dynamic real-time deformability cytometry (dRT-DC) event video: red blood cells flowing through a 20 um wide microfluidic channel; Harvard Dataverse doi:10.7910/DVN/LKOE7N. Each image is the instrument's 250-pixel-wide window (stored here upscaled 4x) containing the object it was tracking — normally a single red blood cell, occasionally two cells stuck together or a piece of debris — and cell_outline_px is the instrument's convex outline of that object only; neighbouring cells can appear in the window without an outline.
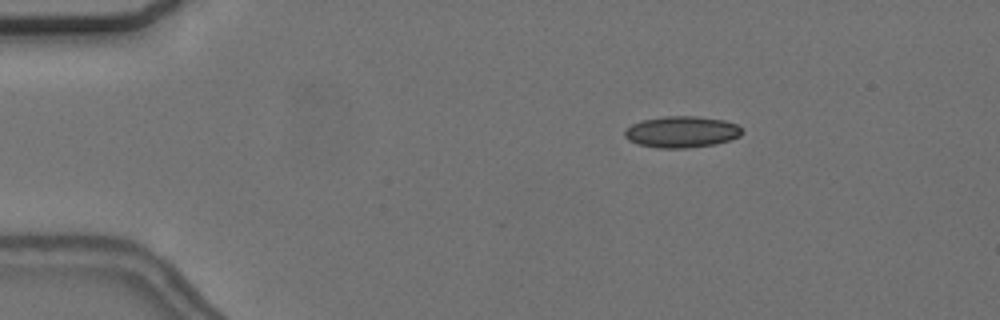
{"species": "common noctule bat (a hibernating species)", "species_latin": "Nyctalus noctula", "temperature_condition": "cold", "stored_images_in_passage": 55, "camera_frame_rate_fps": 3000, "um_per_image_px": 0.085, "animal": {"sex": "female", "body_mass_g": 24.6, "forearm_length_mm": 56.2}, "frame": {"image": 1, "passage_image": 9, "time_ms": 2.667, "image_size_px": [1000, 320], "cell_outline_px": [[744, 132], [740, 136], [716, 144], [688, 148], [656, 148], [640, 144], [628, 140], [624, 136], [624, 132], [632, 124], [640, 120], [664, 116], [696, 116], [724, 120], [736, 124]], "centroid_in_image_um": [57.94, 11.21], "position_along_channel_um": 27.1, "area_um2": 21.5}}
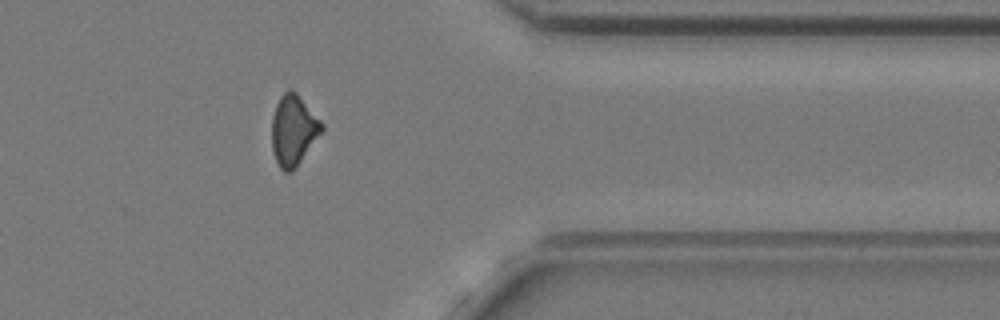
{"frame": {"image": 2, "passage_image": 45, "time_ms": 14.667, "image_size_px": [1000, 320], "cell_outline_px": [[324, 128], [296, 168], [292, 172], [284, 172], [280, 168], [276, 160], [272, 148], [272, 116], [276, 104], [280, 96], [288, 88], [292, 88], [296, 92], [324, 124]], "centroid_in_image_um": [24.93, 11.06], "position_along_channel_um": 386.5, "area_um2": 20.52}}
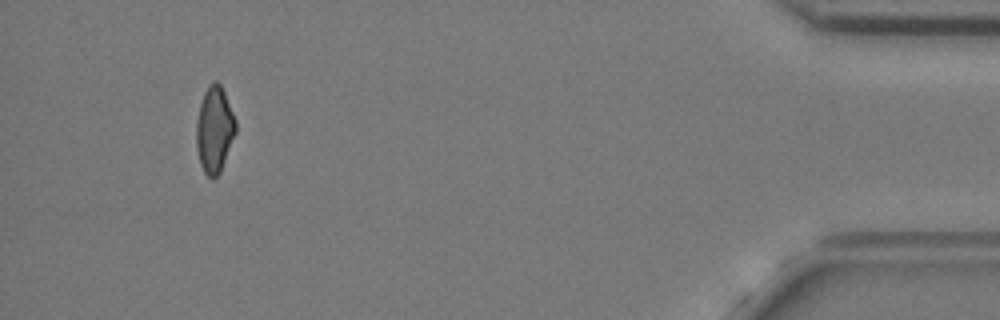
{"frame": {"image": 3, "passage_image": 52, "time_ms": 17.0, "image_size_px": [1000, 320], "cell_outline_px": [[236, 132], [220, 172], [212, 180], [204, 172], [200, 164], [196, 148], [196, 120], [200, 104], [204, 92], [208, 84], [212, 80], [216, 80], [220, 84], [224, 92], [236, 120]], "centroid_in_image_um": [18.21, 11.0], "position_along_channel_um": 417.0, "area_um2": 19.88}, "authors_computed_cell_mechanics": {"area_um2": 20.519, "velocity_mm_per_s": 3.6815, "shape_relaxation_time_tau1_ms": null, "shape_relaxation_time_tau2_ms": 3.3905, "deformation_change_tau1": null, "deformation_change_tau2": 0.1034}}